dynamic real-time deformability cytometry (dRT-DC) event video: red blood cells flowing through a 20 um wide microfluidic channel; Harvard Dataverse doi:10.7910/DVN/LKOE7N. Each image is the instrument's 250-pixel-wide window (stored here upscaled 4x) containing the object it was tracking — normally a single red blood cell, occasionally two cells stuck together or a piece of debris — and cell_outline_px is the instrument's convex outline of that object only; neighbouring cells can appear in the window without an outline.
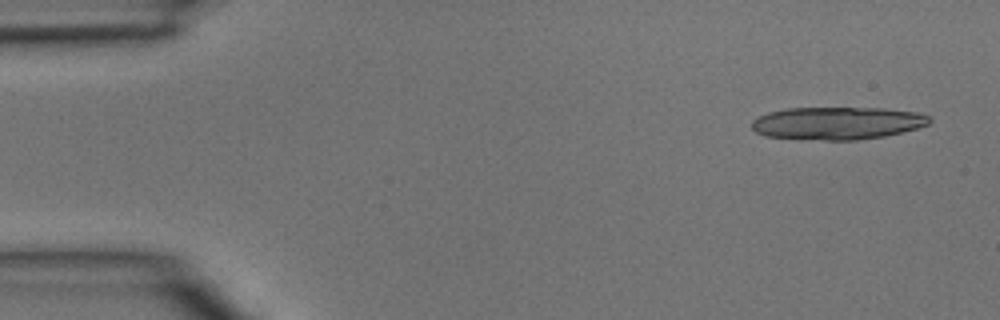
{"species": "common noctule bat (a hibernating species)", "species_latin": "Nyctalus noctula", "temperature_condition": "room temperature", "stored_images_in_passage": 13, "camera_frame_rate_fps": 3000, "um_per_image_px": 0.085, "animal": {"sex": "male", "body_mass_g": 15.6}, "frame": {"image": 1, "passage_image": 2, "time_ms": 0.333, "image_size_px": [1000, 320], "cell_outline_px": [[932, 120], [928, 124], [916, 128], [884, 136], [856, 140], [824, 140], [764, 136], [756, 132], [752, 128], [752, 120], [756, 116], [768, 112], [788, 108], [884, 108], [916, 112], [928, 116]], "centroid_in_image_um": [71.13, 10.46], "position_along_channel_um": 13.9, "area_um2": 33.76}}